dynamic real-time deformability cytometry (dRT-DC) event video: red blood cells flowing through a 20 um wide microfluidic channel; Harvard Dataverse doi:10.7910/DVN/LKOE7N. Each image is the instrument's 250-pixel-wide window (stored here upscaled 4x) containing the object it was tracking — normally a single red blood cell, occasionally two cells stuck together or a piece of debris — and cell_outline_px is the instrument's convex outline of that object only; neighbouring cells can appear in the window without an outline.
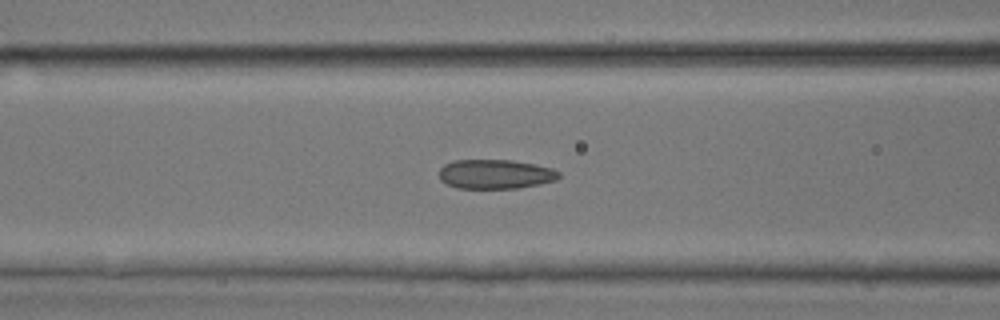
{"species": "common noctule bat (a hibernating species)", "species_latin": "Nyctalus noctula", "temperature_condition": "room temperature", "stored_images_in_passage": 37, "camera_frame_rate_fps": 3000, "um_per_image_px": 0.085, "animal": {"sex": "male", "body_mass_g": 17.9, "forearm_length_mm": 54.2}, "frame": {"image": 1, "passage_image": 19, "time_ms": 6.0, "image_size_px": [1000, 320], "cell_outline_px": [[560, 176], [556, 180], [540, 184], [516, 188], [456, 188], [440, 180], [440, 168], [444, 164], [456, 160], [512, 160], [536, 164], [552, 168], [560, 172]], "centroid_in_image_um": [42.12, 14.8], "position_along_channel_um": 124.5, "area_um2": 20.52}}
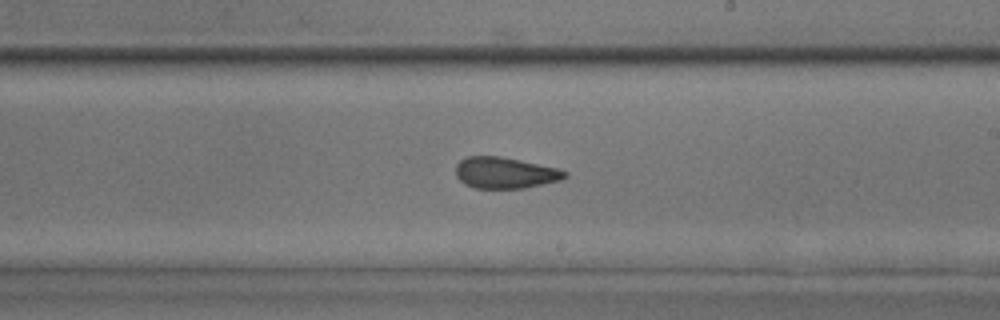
{"frame": {"image": 2, "passage_image": 27, "time_ms": 8.667, "image_size_px": [1000, 320], "cell_outline_px": [[568, 176], [560, 180], [524, 188], [476, 188], [464, 184], [456, 176], [456, 164], [464, 156], [500, 156], [520, 160], [556, 168], [568, 172]], "centroid_in_image_um": [42.9, 14.68], "position_along_channel_um": 246.1, "area_um2": 19.83}}
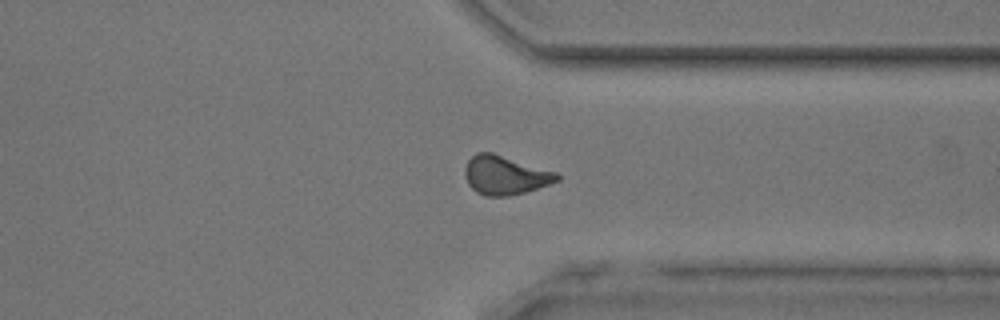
{"frame": {"image": 3, "passage_image": 35, "time_ms": 11.333, "image_size_px": [1000, 320], "cell_outline_px": [[560, 180], [524, 192], [508, 196], [484, 196], [476, 192], [468, 184], [464, 176], [464, 168], [468, 160], [476, 152], [492, 152], [556, 172], [560, 176]], "centroid_in_image_um": [42.89, 14.89], "position_along_channel_um": 368.5, "area_um2": 20.81}}